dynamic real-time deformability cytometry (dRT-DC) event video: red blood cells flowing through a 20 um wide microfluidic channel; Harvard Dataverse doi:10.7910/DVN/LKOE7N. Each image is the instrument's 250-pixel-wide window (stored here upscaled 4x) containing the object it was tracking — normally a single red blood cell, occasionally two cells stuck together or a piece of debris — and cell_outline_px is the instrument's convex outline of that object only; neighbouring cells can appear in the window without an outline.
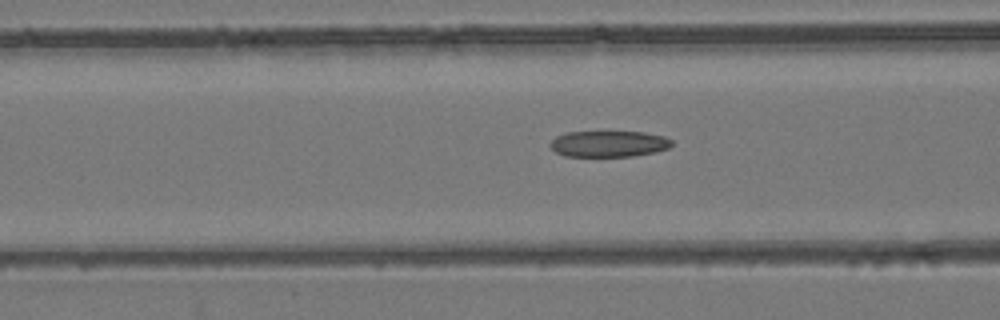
{"species": "common noctule bat (a hibernating species)", "species_latin": "Nyctalus noctula", "temperature_condition": "room temperature", "stored_images_in_passage": 52, "camera_frame_rate_fps": 3000, "um_per_image_px": 0.085, "animal": {"sex": "female", "body_mass_g": 24.6, "forearm_length_mm": 56.2}, "frame": {"image": 1, "passage_image": 20, "time_ms": 6.333, "image_size_px": [1000, 320], "cell_outline_px": [[672, 144], [668, 148], [652, 152], [632, 156], [564, 156], [556, 152], [548, 144], [556, 136], [568, 132], [644, 132], [664, 136], [672, 140]], "centroid_in_image_um": [51.72, 12.22], "position_along_channel_um": 114.9, "area_um2": 18.38}}
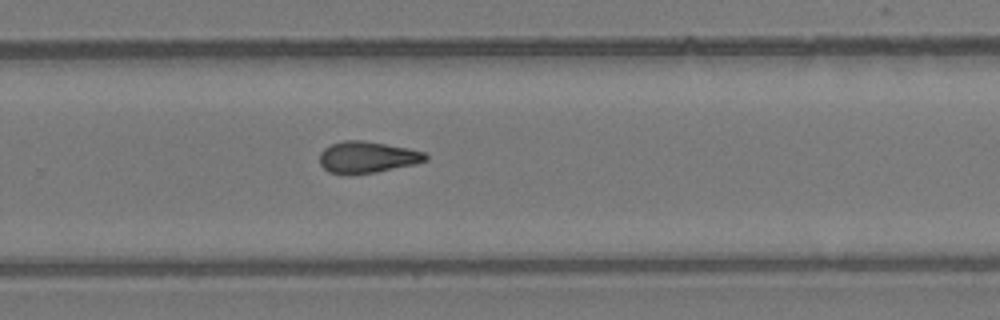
{"frame": {"image": 2, "passage_image": 34, "time_ms": 11.0, "image_size_px": [1000, 320], "cell_outline_px": [[428, 160], [412, 164], [376, 172], [328, 172], [320, 164], [320, 152], [324, 148], [332, 144], [344, 140], [360, 140], [408, 148], [424, 152], [428, 156]], "centroid_in_image_um": [31.22, 13.33], "position_along_channel_um": 298.6, "area_um2": 18.79}}
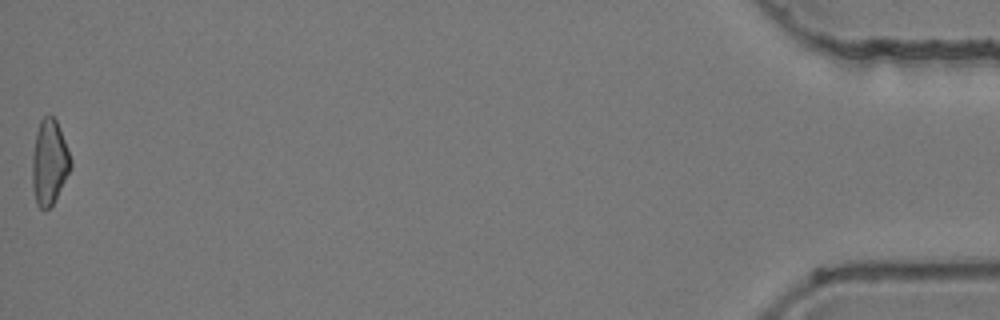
{"frame": {"image": 3, "passage_image": 52, "time_ms": 17.0, "image_size_px": [1000, 320], "cell_outline_px": [[72, 168], [52, 204], [48, 208], [40, 208], [36, 204], [32, 188], [32, 156], [36, 132], [40, 120], [44, 116], [52, 116], [56, 120], [72, 160]], "centroid_in_image_um": [4.18, 13.8], "position_along_channel_um": 431.0, "area_um2": 18.96}, "authors_computed_cell_mechanics": {"area_um2": 19.4208, "velocity_mm_per_s": 3.9358, "shape_relaxation_time_tau1_ms": null, "shape_relaxation_time_tau2_ms": 3.5911, "deformation_change_tau1": null, "deformation_change_tau2": 0.1133}}